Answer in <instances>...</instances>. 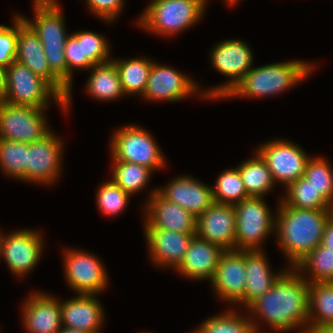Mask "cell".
<instances>
[{
  "instance_id": "277c9868",
  "label": "cell",
  "mask_w": 333,
  "mask_h": 333,
  "mask_svg": "<svg viewBox=\"0 0 333 333\" xmlns=\"http://www.w3.org/2000/svg\"><path fill=\"white\" fill-rule=\"evenodd\" d=\"M34 20L24 17L42 42L51 71L67 86L65 18L57 0H33Z\"/></svg>"
},
{
  "instance_id": "8992f818",
  "label": "cell",
  "mask_w": 333,
  "mask_h": 333,
  "mask_svg": "<svg viewBox=\"0 0 333 333\" xmlns=\"http://www.w3.org/2000/svg\"><path fill=\"white\" fill-rule=\"evenodd\" d=\"M5 83L6 103L47 109L53 97L65 112V98L48 81L16 60L6 68Z\"/></svg>"
},
{
  "instance_id": "7a4b0ae2",
  "label": "cell",
  "mask_w": 333,
  "mask_h": 333,
  "mask_svg": "<svg viewBox=\"0 0 333 333\" xmlns=\"http://www.w3.org/2000/svg\"><path fill=\"white\" fill-rule=\"evenodd\" d=\"M275 233L278 246L295 267L303 258L321 244L325 225L333 209H297L281 200L276 208Z\"/></svg>"
},
{
  "instance_id": "52a82bcc",
  "label": "cell",
  "mask_w": 333,
  "mask_h": 333,
  "mask_svg": "<svg viewBox=\"0 0 333 333\" xmlns=\"http://www.w3.org/2000/svg\"><path fill=\"white\" fill-rule=\"evenodd\" d=\"M269 208L263 197H249L234 205L236 250H262L265 237L275 231L276 212L271 213Z\"/></svg>"
},
{
  "instance_id": "7c38bea8",
  "label": "cell",
  "mask_w": 333,
  "mask_h": 333,
  "mask_svg": "<svg viewBox=\"0 0 333 333\" xmlns=\"http://www.w3.org/2000/svg\"><path fill=\"white\" fill-rule=\"evenodd\" d=\"M63 255L65 280L77 294L98 295L106 288L109 278L98 257L66 248Z\"/></svg>"
},
{
  "instance_id": "44dd1931",
  "label": "cell",
  "mask_w": 333,
  "mask_h": 333,
  "mask_svg": "<svg viewBox=\"0 0 333 333\" xmlns=\"http://www.w3.org/2000/svg\"><path fill=\"white\" fill-rule=\"evenodd\" d=\"M143 208L146 211L145 222L152 228L179 233H196L197 218L181 206L164 199L157 192V188L151 190Z\"/></svg>"
},
{
  "instance_id": "2e32d148",
  "label": "cell",
  "mask_w": 333,
  "mask_h": 333,
  "mask_svg": "<svg viewBox=\"0 0 333 333\" xmlns=\"http://www.w3.org/2000/svg\"><path fill=\"white\" fill-rule=\"evenodd\" d=\"M246 277L245 251L226 250L210 282L218 298L244 307Z\"/></svg>"
},
{
  "instance_id": "5bb4252c",
  "label": "cell",
  "mask_w": 333,
  "mask_h": 333,
  "mask_svg": "<svg viewBox=\"0 0 333 333\" xmlns=\"http://www.w3.org/2000/svg\"><path fill=\"white\" fill-rule=\"evenodd\" d=\"M42 238V235L33 229H21L4 234L0 258L3 257L14 275L23 278L37 266L42 256Z\"/></svg>"
},
{
  "instance_id": "ac0fdd59",
  "label": "cell",
  "mask_w": 333,
  "mask_h": 333,
  "mask_svg": "<svg viewBox=\"0 0 333 333\" xmlns=\"http://www.w3.org/2000/svg\"><path fill=\"white\" fill-rule=\"evenodd\" d=\"M236 214L234 205L214 202L196 221V235L221 247L235 250Z\"/></svg>"
},
{
  "instance_id": "7bdbcfd3",
  "label": "cell",
  "mask_w": 333,
  "mask_h": 333,
  "mask_svg": "<svg viewBox=\"0 0 333 333\" xmlns=\"http://www.w3.org/2000/svg\"><path fill=\"white\" fill-rule=\"evenodd\" d=\"M5 73L6 69L0 66V104L3 103L6 98Z\"/></svg>"
},
{
  "instance_id": "4fadbf2b",
  "label": "cell",
  "mask_w": 333,
  "mask_h": 333,
  "mask_svg": "<svg viewBox=\"0 0 333 333\" xmlns=\"http://www.w3.org/2000/svg\"><path fill=\"white\" fill-rule=\"evenodd\" d=\"M50 132L44 138L27 143L26 182L50 185L61 175L63 141Z\"/></svg>"
},
{
  "instance_id": "cb8c5ba5",
  "label": "cell",
  "mask_w": 333,
  "mask_h": 333,
  "mask_svg": "<svg viewBox=\"0 0 333 333\" xmlns=\"http://www.w3.org/2000/svg\"><path fill=\"white\" fill-rule=\"evenodd\" d=\"M224 250L195 235L180 265L175 269L186 278L212 280Z\"/></svg>"
},
{
  "instance_id": "3957f363",
  "label": "cell",
  "mask_w": 333,
  "mask_h": 333,
  "mask_svg": "<svg viewBox=\"0 0 333 333\" xmlns=\"http://www.w3.org/2000/svg\"><path fill=\"white\" fill-rule=\"evenodd\" d=\"M314 67L311 63L299 60L253 67L224 98L274 96L302 83Z\"/></svg>"
},
{
  "instance_id": "60d3db41",
  "label": "cell",
  "mask_w": 333,
  "mask_h": 333,
  "mask_svg": "<svg viewBox=\"0 0 333 333\" xmlns=\"http://www.w3.org/2000/svg\"><path fill=\"white\" fill-rule=\"evenodd\" d=\"M125 0H86V3L96 16L105 20L107 23H112L117 16L120 15L124 8ZM119 14V15H118Z\"/></svg>"
},
{
  "instance_id": "bcb514c9",
  "label": "cell",
  "mask_w": 333,
  "mask_h": 333,
  "mask_svg": "<svg viewBox=\"0 0 333 333\" xmlns=\"http://www.w3.org/2000/svg\"><path fill=\"white\" fill-rule=\"evenodd\" d=\"M229 5H235L240 0H224Z\"/></svg>"
},
{
  "instance_id": "d6a6232c",
  "label": "cell",
  "mask_w": 333,
  "mask_h": 333,
  "mask_svg": "<svg viewBox=\"0 0 333 333\" xmlns=\"http://www.w3.org/2000/svg\"><path fill=\"white\" fill-rule=\"evenodd\" d=\"M295 268L299 272H310L308 279L301 273L309 283L333 282V250L319 244Z\"/></svg>"
},
{
  "instance_id": "5b68a950",
  "label": "cell",
  "mask_w": 333,
  "mask_h": 333,
  "mask_svg": "<svg viewBox=\"0 0 333 333\" xmlns=\"http://www.w3.org/2000/svg\"><path fill=\"white\" fill-rule=\"evenodd\" d=\"M207 0H152L138 18V25L153 34L173 36L201 20Z\"/></svg>"
},
{
  "instance_id": "6da1fadb",
  "label": "cell",
  "mask_w": 333,
  "mask_h": 333,
  "mask_svg": "<svg viewBox=\"0 0 333 333\" xmlns=\"http://www.w3.org/2000/svg\"><path fill=\"white\" fill-rule=\"evenodd\" d=\"M309 282L301 272L290 267L277 278L264 295L255 300L247 309L256 321L262 319L273 330L287 332L309 328ZM296 328V329H295Z\"/></svg>"
},
{
  "instance_id": "30bf717a",
  "label": "cell",
  "mask_w": 333,
  "mask_h": 333,
  "mask_svg": "<svg viewBox=\"0 0 333 333\" xmlns=\"http://www.w3.org/2000/svg\"><path fill=\"white\" fill-rule=\"evenodd\" d=\"M44 108L3 102L0 104V138L33 143L51 132ZM50 129V130H49Z\"/></svg>"
},
{
  "instance_id": "83f0119b",
  "label": "cell",
  "mask_w": 333,
  "mask_h": 333,
  "mask_svg": "<svg viewBox=\"0 0 333 333\" xmlns=\"http://www.w3.org/2000/svg\"><path fill=\"white\" fill-rule=\"evenodd\" d=\"M238 313L232 309L211 316L191 333H264L258 328V322L256 324V319L251 314L249 318Z\"/></svg>"
},
{
  "instance_id": "f6af8a7d",
  "label": "cell",
  "mask_w": 333,
  "mask_h": 333,
  "mask_svg": "<svg viewBox=\"0 0 333 333\" xmlns=\"http://www.w3.org/2000/svg\"><path fill=\"white\" fill-rule=\"evenodd\" d=\"M58 333H88V332L62 326L61 329L58 331Z\"/></svg>"
},
{
  "instance_id": "4dcf8cb0",
  "label": "cell",
  "mask_w": 333,
  "mask_h": 333,
  "mask_svg": "<svg viewBox=\"0 0 333 333\" xmlns=\"http://www.w3.org/2000/svg\"><path fill=\"white\" fill-rule=\"evenodd\" d=\"M285 189L286 197L280 200L297 209H333V206L304 177L290 183Z\"/></svg>"
},
{
  "instance_id": "e575fe53",
  "label": "cell",
  "mask_w": 333,
  "mask_h": 333,
  "mask_svg": "<svg viewBox=\"0 0 333 333\" xmlns=\"http://www.w3.org/2000/svg\"><path fill=\"white\" fill-rule=\"evenodd\" d=\"M27 143L0 138V168L19 181L26 182Z\"/></svg>"
},
{
  "instance_id": "603a6c76",
  "label": "cell",
  "mask_w": 333,
  "mask_h": 333,
  "mask_svg": "<svg viewBox=\"0 0 333 333\" xmlns=\"http://www.w3.org/2000/svg\"><path fill=\"white\" fill-rule=\"evenodd\" d=\"M96 296L76 294V297L60 302L62 326L88 333H100L105 314Z\"/></svg>"
},
{
  "instance_id": "1f68e13d",
  "label": "cell",
  "mask_w": 333,
  "mask_h": 333,
  "mask_svg": "<svg viewBox=\"0 0 333 333\" xmlns=\"http://www.w3.org/2000/svg\"><path fill=\"white\" fill-rule=\"evenodd\" d=\"M111 162V180L130 196L144 189L149 183L153 173L150 168L125 161Z\"/></svg>"
},
{
  "instance_id": "d6986e66",
  "label": "cell",
  "mask_w": 333,
  "mask_h": 333,
  "mask_svg": "<svg viewBox=\"0 0 333 333\" xmlns=\"http://www.w3.org/2000/svg\"><path fill=\"white\" fill-rule=\"evenodd\" d=\"M157 192L167 201L175 203L198 218L213 203L212 186H208L194 177L181 175L172 179Z\"/></svg>"
},
{
  "instance_id": "4316f807",
  "label": "cell",
  "mask_w": 333,
  "mask_h": 333,
  "mask_svg": "<svg viewBox=\"0 0 333 333\" xmlns=\"http://www.w3.org/2000/svg\"><path fill=\"white\" fill-rule=\"evenodd\" d=\"M255 157L237 166L249 197H264L276 185L265 161L256 152Z\"/></svg>"
},
{
  "instance_id": "f35d334b",
  "label": "cell",
  "mask_w": 333,
  "mask_h": 333,
  "mask_svg": "<svg viewBox=\"0 0 333 333\" xmlns=\"http://www.w3.org/2000/svg\"><path fill=\"white\" fill-rule=\"evenodd\" d=\"M13 26L0 25V66L5 69L16 59L18 38V15H14Z\"/></svg>"
},
{
  "instance_id": "ab89813d",
  "label": "cell",
  "mask_w": 333,
  "mask_h": 333,
  "mask_svg": "<svg viewBox=\"0 0 333 333\" xmlns=\"http://www.w3.org/2000/svg\"><path fill=\"white\" fill-rule=\"evenodd\" d=\"M84 48L85 54L95 65L112 60L109 43L99 33L84 31Z\"/></svg>"
},
{
  "instance_id": "ffe728a7",
  "label": "cell",
  "mask_w": 333,
  "mask_h": 333,
  "mask_svg": "<svg viewBox=\"0 0 333 333\" xmlns=\"http://www.w3.org/2000/svg\"><path fill=\"white\" fill-rule=\"evenodd\" d=\"M144 233L151 260L158 267L176 269L182 262L192 238L196 233H179L152 228L147 222Z\"/></svg>"
},
{
  "instance_id": "d590c367",
  "label": "cell",
  "mask_w": 333,
  "mask_h": 333,
  "mask_svg": "<svg viewBox=\"0 0 333 333\" xmlns=\"http://www.w3.org/2000/svg\"><path fill=\"white\" fill-rule=\"evenodd\" d=\"M65 58L67 64V87L70 92L65 99V112L68 111L71 104V91L73 70L75 69H90L95 65L85 54L84 48V31L72 33L68 36L65 45Z\"/></svg>"
},
{
  "instance_id": "8d00e7d4",
  "label": "cell",
  "mask_w": 333,
  "mask_h": 333,
  "mask_svg": "<svg viewBox=\"0 0 333 333\" xmlns=\"http://www.w3.org/2000/svg\"><path fill=\"white\" fill-rule=\"evenodd\" d=\"M322 157H311L304 172V178L333 206V170Z\"/></svg>"
},
{
  "instance_id": "ee69618b",
  "label": "cell",
  "mask_w": 333,
  "mask_h": 333,
  "mask_svg": "<svg viewBox=\"0 0 333 333\" xmlns=\"http://www.w3.org/2000/svg\"><path fill=\"white\" fill-rule=\"evenodd\" d=\"M308 333H333V325L309 327Z\"/></svg>"
},
{
  "instance_id": "b9f144b4",
  "label": "cell",
  "mask_w": 333,
  "mask_h": 333,
  "mask_svg": "<svg viewBox=\"0 0 333 333\" xmlns=\"http://www.w3.org/2000/svg\"><path fill=\"white\" fill-rule=\"evenodd\" d=\"M321 245L333 250V215L325 225Z\"/></svg>"
},
{
  "instance_id": "9c48e42d",
  "label": "cell",
  "mask_w": 333,
  "mask_h": 333,
  "mask_svg": "<svg viewBox=\"0 0 333 333\" xmlns=\"http://www.w3.org/2000/svg\"><path fill=\"white\" fill-rule=\"evenodd\" d=\"M214 48V49H213ZM210 51L211 63L213 67L229 81L202 91L204 99H223L234 86L253 67V53L248 44L242 40H224L217 43Z\"/></svg>"
},
{
  "instance_id": "7402d4cb",
  "label": "cell",
  "mask_w": 333,
  "mask_h": 333,
  "mask_svg": "<svg viewBox=\"0 0 333 333\" xmlns=\"http://www.w3.org/2000/svg\"><path fill=\"white\" fill-rule=\"evenodd\" d=\"M23 326L28 333H58L62 327L60 300L33 292L22 304Z\"/></svg>"
},
{
  "instance_id": "ba28073f",
  "label": "cell",
  "mask_w": 333,
  "mask_h": 333,
  "mask_svg": "<svg viewBox=\"0 0 333 333\" xmlns=\"http://www.w3.org/2000/svg\"><path fill=\"white\" fill-rule=\"evenodd\" d=\"M110 143L112 161L140 164L153 172L165 167L166 161L156 140L142 127L122 126L112 135Z\"/></svg>"
},
{
  "instance_id": "9a60e30c",
  "label": "cell",
  "mask_w": 333,
  "mask_h": 333,
  "mask_svg": "<svg viewBox=\"0 0 333 333\" xmlns=\"http://www.w3.org/2000/svg\"><path fill=\"white\" fill-rule=\"evenodd\" d=\"M176 69L153 61L146 89L141 96L151 101H181L199 93L204 98L198 83Z\"/></svg>"
},
{
  "instance_id": "7dc6e473",
  "label": "cell",
  "mask_w": 333,
  "mask_h": 333,
  "mask_svg": "<svg viewBox=\"0 0 333 333\" xmlns=\"http://www.w3.org/2000/svg\"><path fill=\"white\" fill-rule=\"evenodd\" d=\"M3 236H4L3 233L0 232V254H1Z\"/></svg>"
},
{
  "instance_id": "836d02e7",
  "label": "cell",
  "mask_w": 333,
  "mask_h": 333,
  "mask_svg": "<svg viewBox=\"0 0 333 333\" xmlns=\"http://www.w3.org/2000/svg\"><path fill=\"white\" fill-rule=\"evenodd\" d=\"M215 183L212 187L214 202L235 205L249 198L237 167L224 170Z\"/></svg>"
},
{
  "instance_id": "d4e9b609",
  "label": "cell",
  "mask_w": 333,
  "mask_h": 333,
  "mask_svg": "<svg viewBox=\"0 0 333 333\" xmlns=\"http://www.w3.org/2000/svg\"><path fill=\"white\" fill-rule=\"evenodd\" d=\"M245 267L247 277L244 306L247 309L255 300L272 288L273 283L285 270L272 273L263 250L245 251Z\"/></svg>"
},
{
  "instance_id": "e0dca14e",
  "label": "cell",
  "mask_w": 333,
  "mask_h": 333,
  "mask_svg": "<svg viewBox=\"0 0 333 333\" xmlns=\"http://www.w3.org/2000/svg\"><path fill=\"white\" fill-rule=\"evenodd\" d=\"M16 61L48 81L65 99L70 89L51 71L42 42L33 29L18 15Z\"/></svg>"
},
{
  "instance_id": "f1b7e54d",
  "label": "cell",
  "mask_w": 333,
  "mask_h": 333,
  "mask_svg": "<svg viewBox=\"0 0 333 333\" xmlns=\"http://www.w3.org/2000/svg\"><path fill=\"white\" fill-rule=\"evenodd\" d=\"M124 94L142 96L146 89L148 74L153 61L148 58L114 59Z\"/></svg>"
},
{
  "instance_id": "f546056e",
  "label": "cell",
  "mask_w": 333,
  "mask_h": 333,
  "mask_svg": "<svg viewBox=\"0 0 333 333\" xmlns=\"http://www.w3.org/2000/svg\"><path fill=\"white\" fill-rule=\"evenodd\" d=\"M309 327L333 325V282L309 283Z\"/></svg>"
},
{
  "instance_id": "484cf974",
  "label": "cell",
  "mask_w": 333,
  "mask_h": 333,
  "mask_svg": "<svg viewBox=\"0 0 333 333\" xmlns=\"http://www.w3.org/2000/svg\"><path fill=\"white\" fill-rule=\"evenodd\" d=\"M90 70L92 72L86 83V92L91 97L110 101L125 95L117 67L112 60L93 65Z\"/></svg>"
},
{
  "instance_id": "8fae6325",
  "label": "cell",
  "mask_w": 333,
  "mask_h": 333,
  "mask_svg": "<svg viewBox=\"0 0 333 333\" xmlns=\"http://www.w3.org/2000/svg\"><path fill=\"white\" fill-rule=\"evenodd\" d=\"M261 145L256 152L267 164L276 185L279 182L287 187L304 176L311 157L300 146L281 138Z\"/></svg>"
},
{
  "instance_id": "74e56055",
  "label": "cell",
  "mask_w": 333,
  "mask_h": 333,
  "mask_svg": "<svg viewBox=\"0 0 333 333\" xmlns=\"http://www.w3.org/2000/svg\"><path fill=\"white\" fill-rule=\"evenodd\" d=\"M99 211L107 216L121 214L126 209L130 195L116 185L112 180L104 182L96 194Z\"/></svg>"
}]
</instances>
